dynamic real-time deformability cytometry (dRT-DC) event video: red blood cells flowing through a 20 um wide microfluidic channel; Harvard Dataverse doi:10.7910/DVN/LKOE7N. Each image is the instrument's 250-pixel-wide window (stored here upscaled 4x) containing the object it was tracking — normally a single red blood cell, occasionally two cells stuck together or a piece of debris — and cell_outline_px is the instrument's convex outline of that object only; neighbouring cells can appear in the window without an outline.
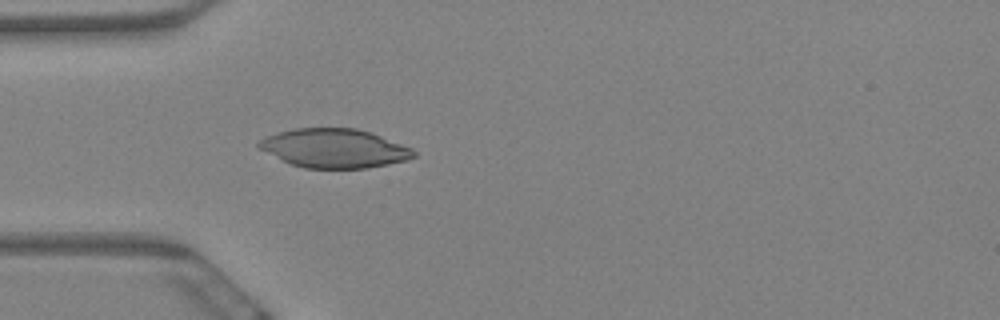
{"species": "Egyptian fruit bat (a non-hibernating species)", "species_latin": "Rousettus aegyptiacus", "temperature_condition": "warm", "stored_images_in_passage": 6, "camera_frame_rate_fps": 3000, "um_per_image_px": 0.085, "animal": {"sex": "female"}, "frame": {"image": 1, "passage_image": 6, "time_ms": 1.667, "image_size_px": [1000, 320], "cell_outline_px": [[416, 156], [404, 160], [388, 164], [368, 168], [304, 168], [292, 164], [260, 148], [256, 144], [264, 136], [296, 128], [356, 128], [372, 132], [412, 148], [416, 152]], "centroid_in_image_um": [28.45, 12.59], "position_along_channel_um": 56.5, "area_um2": 34.85}}